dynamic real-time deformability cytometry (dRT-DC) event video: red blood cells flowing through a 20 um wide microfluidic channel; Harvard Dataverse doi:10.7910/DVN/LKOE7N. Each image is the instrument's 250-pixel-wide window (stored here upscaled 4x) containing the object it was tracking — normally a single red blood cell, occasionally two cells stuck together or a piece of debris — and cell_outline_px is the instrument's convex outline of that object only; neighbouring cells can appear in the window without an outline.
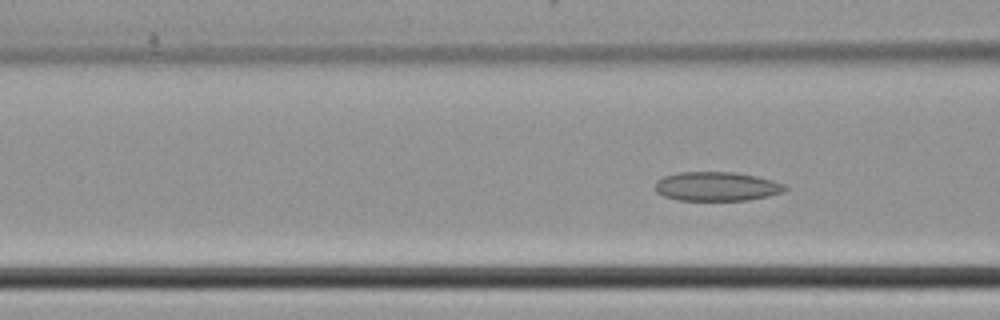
{"species": "common noctule bat (a hibernating species)", "species_latin": "Nyctalus noctula", "temperature_condition": "cold", "stored_images_in_passage": 19, "camera_frame_rate_fps": 3000, "um_per_image_px": 0.085, "animal": {"sex": "female", "body_mass_g": 22.7, "forearm_length_mm": 54.2}, "frame": {"image": 1, "passage_image": 17, "time_ms": 5.333, "image_size_px": [1000, 320], "cell_outline_px": [[788, 188], [784, 192], [768, 196], [748, 200], [676, 200], [664, 196], [656, 192], [656, 180], [664, 176], [680, 172], [736, 172], [756, 176], [772, 180], [784, 184]], "centroid_in_image_um": [60.92, 15.84], "position_along_channel_um": 105.7, "area_um2": 22.08}}